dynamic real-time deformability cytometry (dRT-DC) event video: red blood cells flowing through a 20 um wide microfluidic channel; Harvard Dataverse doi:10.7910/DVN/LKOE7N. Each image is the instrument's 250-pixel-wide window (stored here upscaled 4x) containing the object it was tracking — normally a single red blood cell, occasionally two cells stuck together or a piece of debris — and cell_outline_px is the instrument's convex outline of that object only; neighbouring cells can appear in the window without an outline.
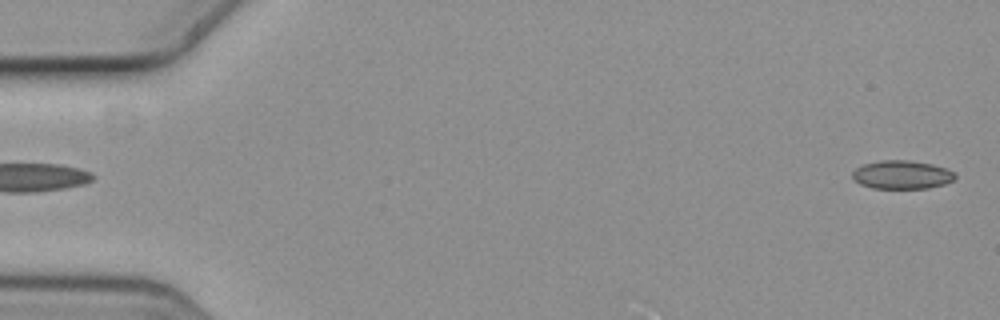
{"species": "common noctule bat (a hibernating species)", "species_latin": "Nyctalus noctula", "temperature_condition": "cold", "stored_images_in_passage": 3, "segment_of_instrument_passage": [2, 2], "camera_frame_rate_fps": 3000, "um_per_image_px": 0.085, "animal": {"sex": "female", "body_mass_g": 19.3, "forearm_length_mm": 54.1}, "frame": {"image": 1, "passage_image": 3, "time_ms": 0.667, "image_size_px": [1000, 320], "cell_outline_px": [[956, 176], [952, 180], [944, 184], [928, 188], [872, 188], [860, 184], [852, 176], [852, 172], [856, 168], [864, 164], [880, 160], [908, 160], [932, 164], [956, 172]], "centroid_in_image_um": [76.66, 14.85], "position_along_channel_um": 8.3, "area_um2": 16.94}}